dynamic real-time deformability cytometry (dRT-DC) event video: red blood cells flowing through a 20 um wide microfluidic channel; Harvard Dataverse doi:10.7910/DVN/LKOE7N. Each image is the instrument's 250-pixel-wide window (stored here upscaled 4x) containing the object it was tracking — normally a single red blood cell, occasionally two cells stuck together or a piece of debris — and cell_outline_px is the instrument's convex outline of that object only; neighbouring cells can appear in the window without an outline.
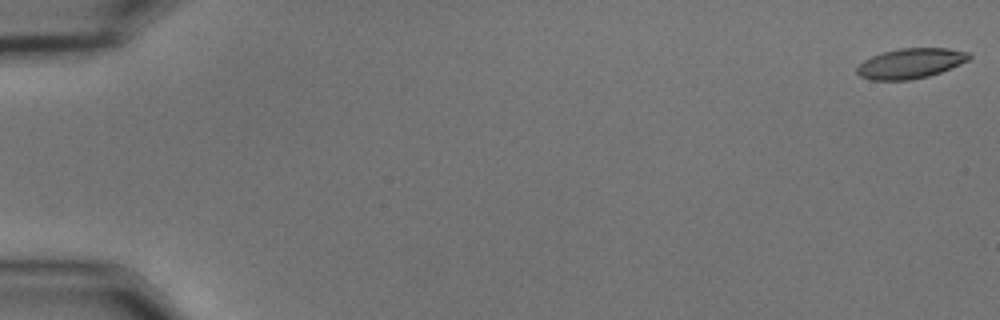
{"species": "common noctule bat (a hibernating species)", "species_latin": "Nyctalus noctula", "temperature_condition": "cold", "stored_images_in_passage": 56, "camera_frame_rate_fps": 3000, "um_per_image_px": 0.085, "animal": {"sex": "male", "body_mass_g": 15.6}, "frame": {"image": 1, "passage_image": 1, "time_ms": 0.0, "image_size_px": [1000, 320], "cell_outline_px": [[972, 56], [968, 60], [960, 64], [940, 72], [928, 76], [908, 80], [872, 80], [860, 76], [856, 72], [856, 68], [864, 60], [872, 56], [884, 52], [900, 48], [948, 48], [968, 52]], "centroid_in_image_um": [77.39, 5.38], "position_along_channel_um": 7.6, "area_um2": 19.54}}
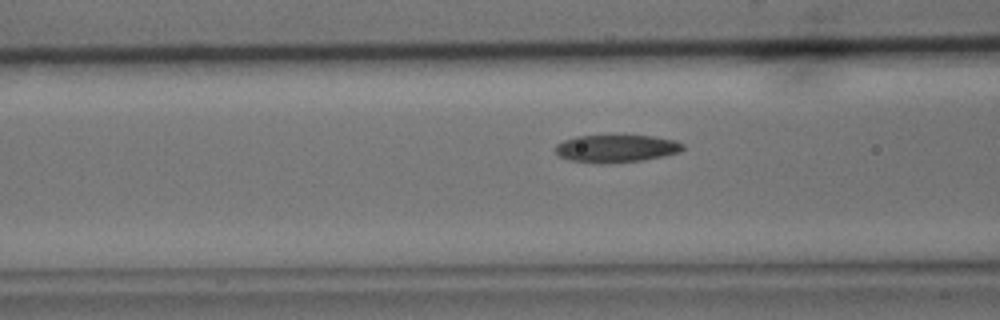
{"frame": {"image": 2, "passage_image": 23, "time_ms": 7.333, "image_size_px": [1000, 320], "cell_outline_px": [[684, 148], [680, 152], [664, 156], [644, 160], [608, 164], [600, 164], [568, 160], [560, 156], [552, 148], [556, 144], [564, 140], [576, 136], [652, 136], [676, 140], [684, 144]], "centroid_in_image_um": [52.37, 12.64], "position_along_channel_um": 114.2, "area_um2": 20.75}}
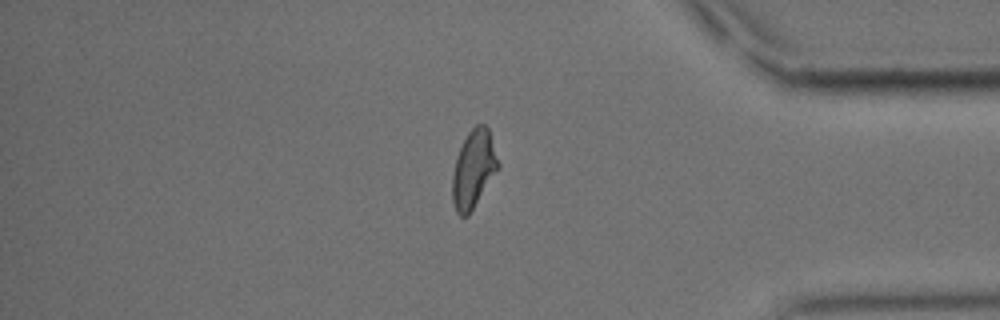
{"frame": {"image": 3, "passage_image": 48, "time_ms": 15.667, "image_size_px": [1000, 320], "cell_outline_px": [[500, 168], [468, 216], [460, 216], [456, 212], [452, 200], [452, 176], [456, 156], [468, 132], [476, 124], [484, 124], [488, 128], [500, 164]], "centroid_in_image_um": [40.26, 14.39], "position_along_channel_um": 394.9, "area_um2": 20.87}, "authors_computed_cell_mechanics": {"area_um2": 20.6924, "velocity_mm_per_s": 3.6209, "shape_relaxation_time_tau1_ms": 8.9512, "shape_relaxation_time_tau2_ms": 2.8027, "deformation_change_tau1": 0.2024, "deformation_change_tau2": 0.0943}}